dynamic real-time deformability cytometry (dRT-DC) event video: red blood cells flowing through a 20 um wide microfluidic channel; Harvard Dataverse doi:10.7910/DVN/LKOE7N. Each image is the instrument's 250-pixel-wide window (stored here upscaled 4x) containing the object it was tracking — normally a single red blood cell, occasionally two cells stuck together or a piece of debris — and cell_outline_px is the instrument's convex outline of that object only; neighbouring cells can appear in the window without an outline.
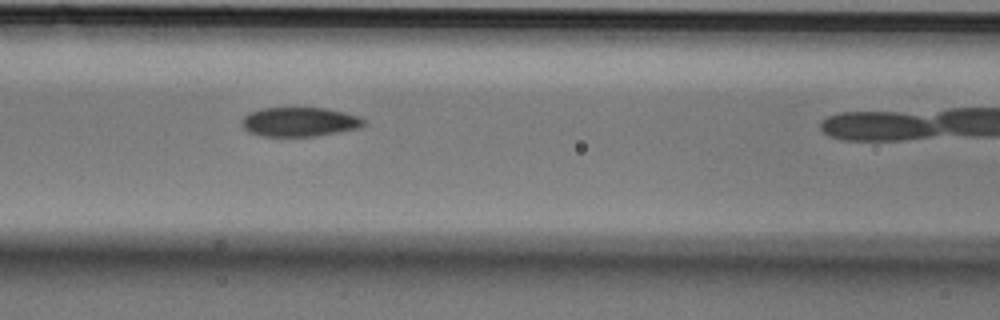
{"species": "Egyptian fruit bat (a non-hibernating species)", "species_latin": "Rousettus aegyptiacus", "temperature_condition": "cold", "stored_images_in_passage": 11, "camera_frame_rate_fps": 3000, "um_per_image_px": 0.085, "animal": {"sex": "male"}, "frame": {"image": 1, "passage_image": 7, "time_ms": 2.0, "image_size_px": [1000, 320], "cell_outline_px": [[368, 124], [360, 128], [316, 136], [260, 136], [248, 132], [240, 124], [240, 120], [248, 112], [260, 108], [328, 108], [360, 116], [368, 120]], "centroid_in_image_um": [25.48, 10.35], "position_along_channel_um": 141.1, "area_um2": 21.27}}
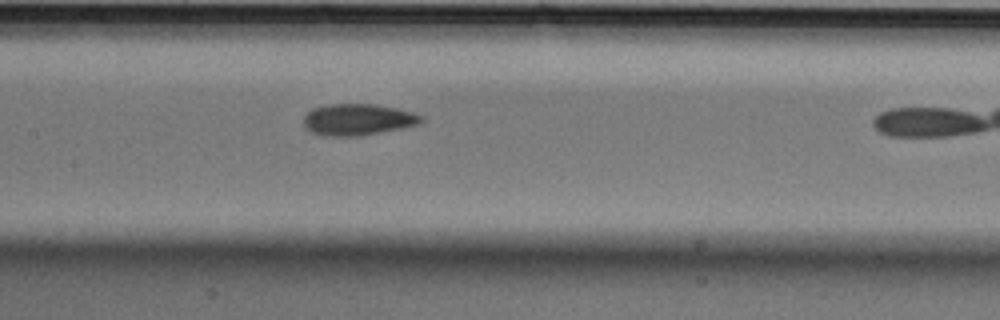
{"frame": {"image": 2, "passage_image": 10, "time_ms": 3.0, "image_size_px": [1000, 320], "cell_outline_px": [[424, 120], [420, 124], [360, 136], [324, 136], [312, 132], [304, 124], [304, 116], [312, 108], [324, 104], [376, 104], [396, 108], [412, 112], [424, 116]], "centroid_in_image_um": [30.43, 10.15], "position_along_channel_um": 177.0, "area_um2": 21.62}}